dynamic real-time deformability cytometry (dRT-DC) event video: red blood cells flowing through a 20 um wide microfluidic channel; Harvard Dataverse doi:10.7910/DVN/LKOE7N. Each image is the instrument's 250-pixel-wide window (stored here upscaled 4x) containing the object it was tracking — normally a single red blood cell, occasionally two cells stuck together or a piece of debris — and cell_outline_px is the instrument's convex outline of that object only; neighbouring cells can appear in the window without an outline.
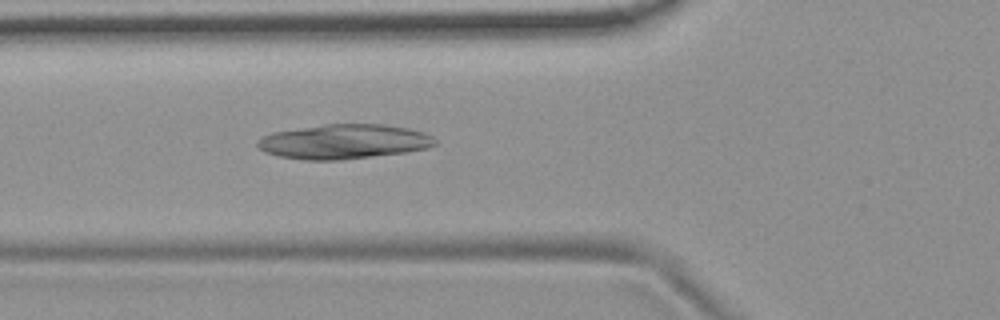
{"species": "common noctule bat (a hibernating species)", "species_latin": "Nyctalus noctula", "temperature_condition": "room temperature", "stored_images_in_passage": 54, "camera_frame_rate_fps": 3000, "um_per_image_px": 0.085, "animal": {"sex": "female", "body_mass_g": 19.9}, "frame": {"image": 1, "passage_image": 20, "time_ms": 6.333, "image_size_px": [1000, 320], "cell_outline_px": [[436, 144], [428, 148], [408, 152], [340, 160], [304, 160], [280, 156], [264, 152], [256, 144], [256, 140], [272, 132], [328, 124], [384, 124], [408, 128], [424, 132], [432, 136], [436, 140]], "centroid_in_image_um": [29.25, 12.04], "position_along_channel_um": 96.5, "area_um2": 35.84}}
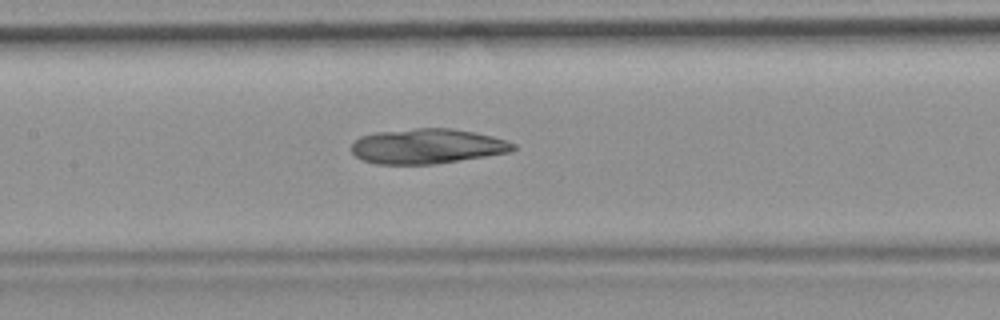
{"frame": {"image": 2, "passage_image": 26, "time_ms": 8.333, "image_size_px": [1000, 320], "cell_outline_px": [[516, 148], [512, 152], [432, 164], [376, 164], [364, 160], [356, 156], [352, 152], [352, 144], [360, 136], [376, 132], [416, 128], [452, 128], [492, 136], [516, 144]], "centroid_in_image_um": [36.31, 12.42], "position_along_channel_um": 171.1, "area_um2": 32.77}}
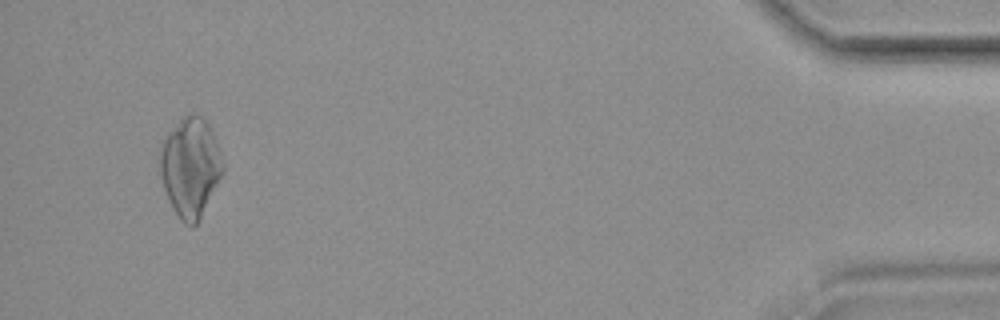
{"frame": {"image": 3, "passage_image": 52, "time_ms": 17.0, "image_size_px": [1000, 320], "cell_outline_px": [[224, 168], [200, 220], [192, 228], [184, 224], [180, 220], [164, 188], [160, 176], [160, 152], [164, 140], [168, 132], [188, 112], [192, 112], [200, 116], [208, 124], [216, 140], [224, 160]], "centroid_in_image_um": [16.19, 14.21], "position_along_channel_um": 419.0, "area_um2": 36.07}}